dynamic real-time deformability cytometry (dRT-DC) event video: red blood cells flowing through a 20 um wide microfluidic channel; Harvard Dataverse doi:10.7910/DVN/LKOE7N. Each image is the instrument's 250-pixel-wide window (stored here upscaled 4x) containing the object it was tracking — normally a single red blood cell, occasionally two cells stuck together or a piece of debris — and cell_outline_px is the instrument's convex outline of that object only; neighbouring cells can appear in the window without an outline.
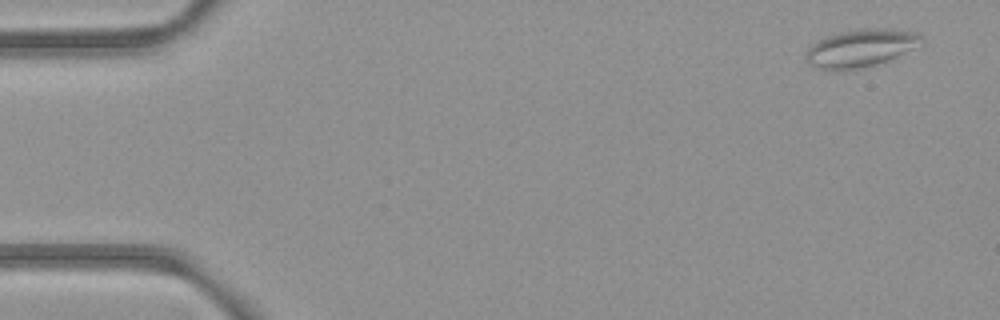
{"species": "common noctule bat (a hibernating species)", "species_latin": "Nyctalus noctula", "temperature_condition": "room temperature", "stored_images_in_passage": 53, "segment_of_instrument_passage": [1, 2], "camera_frame_rate_fps": 3000, "um_per_image_px": 0.085, "animal": {"sex": "female", "body_mass_g": 21.9}, "frame": {"image": 1, "passage_image": 1, "time_ms": 0.0, "image_size_px": [1000, 320], "cell_outline_px": [[924, 44], [888, 60], [864, 68], [840, 72], [828, 72], [816, 68], [808, 64], [804, 56], [808, 48], [812, 44], [824, 36], [856, 28], [892, 28], [916, 32], [924, 36]], "centroid_in_image_um": [73.14, 4.1], "position_along_channel_um": 11.9, "area_um2": 26.47}}
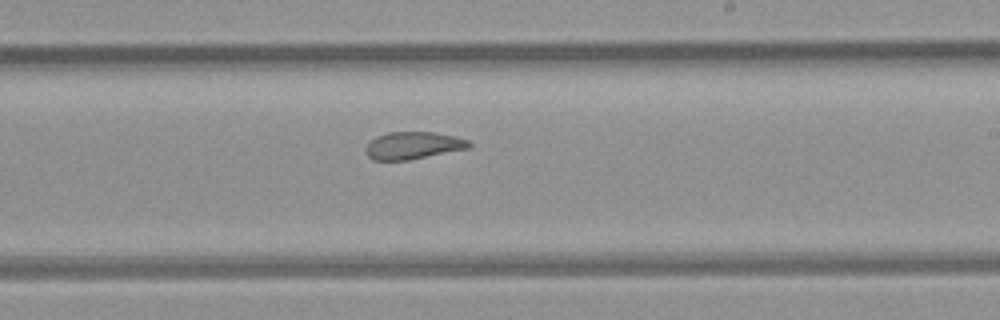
{"frame": {"image": 2, "passage_image": 30, "time_ms": 9.667, "image_size_px": [1000, 320], "cell_outline_px": [[472, 144], [468, 148], [408, 160], [372, 160], [364, 152], [364, 148], [376, 136], [388, 132], [436, 132], [456, 136], [468, 140]], "centroid_in_image_um": [35.09, 12.36], "position_along_channel_um": 253.9, "area_um2": 16.47}}
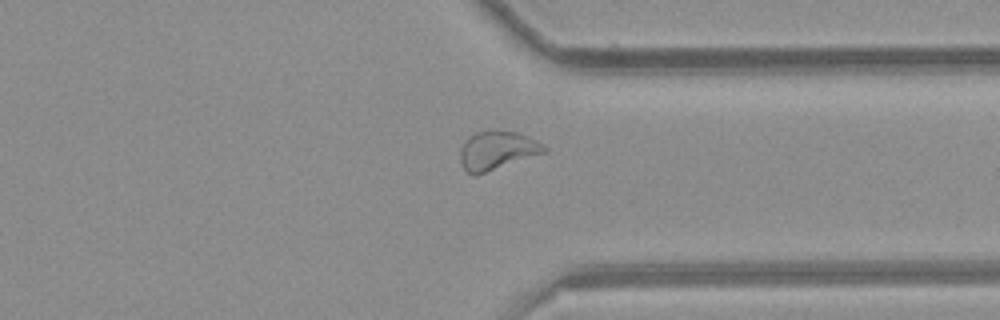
{"frame": {"image": 3, "passage_image": 39, "time_ms": 12.667, "image_size_px": [1000, 320], "cell_outline_px": [[548, 152], [476, 176], [472, 176], [464, 168], [460, 160], [460, 148], [468, 136], [476, 132], [516, 132], [528, 136], [544, 144], [548, 148]], "centroid_in_image_um": [42.28, 12.82], "position_along_channel_um": 369.1, "area_um2": 18.96}}